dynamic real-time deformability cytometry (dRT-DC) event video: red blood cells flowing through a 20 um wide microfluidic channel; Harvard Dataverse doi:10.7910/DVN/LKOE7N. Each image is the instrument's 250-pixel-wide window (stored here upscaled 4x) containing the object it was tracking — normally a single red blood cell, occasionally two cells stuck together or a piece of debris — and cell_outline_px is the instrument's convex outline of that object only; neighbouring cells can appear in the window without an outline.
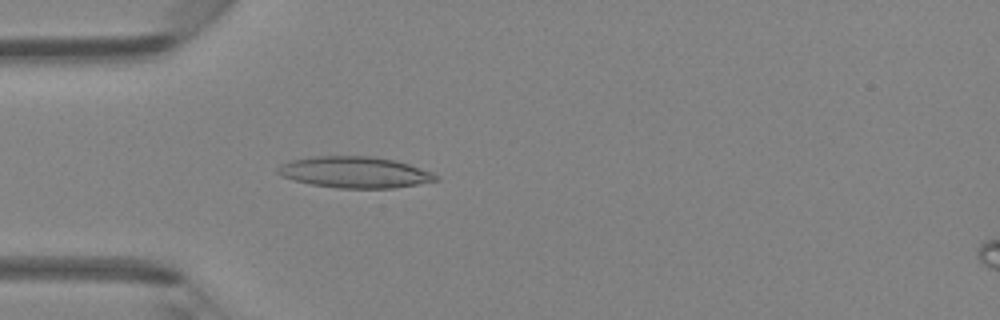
{"species": "Egyptian fruit bat (a non-hibernating species)", "species_latin": "Rousettus aegyptiacus", "temperature_condition": "room temperature", "stored_images_in_passage": 47, "camera_frame_rate_fps": 3000, "um_per_image_px": 0.085, "animal": {"sex": "female"}, "frame": {"image": 1, "passage_image": 14, "time_ms": 4.333, "image_size_px": [1000, 320], "cell_outline_px": [[440, 180], [392, 188], [336, 188], [312, 184], [280, 176], [276, 172], [276, 168], [280, 164], [292, 160], [312, 156], [368, 156], [396, 160], [432, 172], [440, 176]], "centroid_in_image_um": [30.15, 14.64], "position_along_channel_um": 54.9, "area_um2": 28.78}}
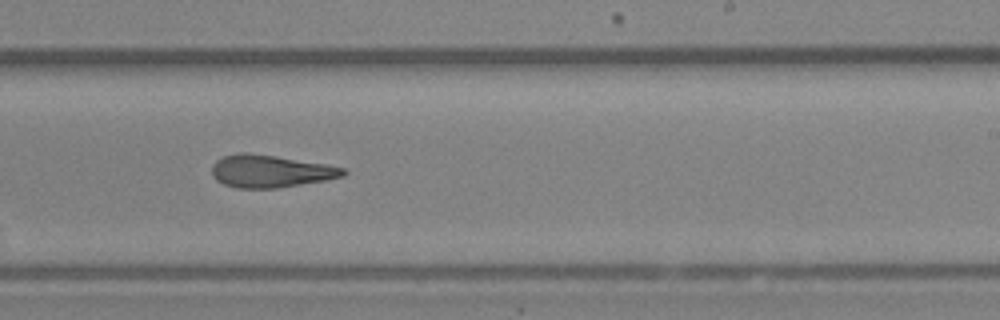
{"frame": {"image": 2, "passage_image": 29, "time_ms": 9.333, "image_size_px": [1000, 320], "cell_outline_px": [[348, 172], [344, 176], [324, 180], [276, 188], [236, 188], [224, 184], [216, 180], [212, 176], [212, 164], [216, 160], [224, 156], [240, 152], [244, 152], [276, 156], [324, 164], [344, 168]], "centroid_in_image_um": [22.95, 14.55], "position_along_channel_um": 266.1, "area_um2": 24.68}}
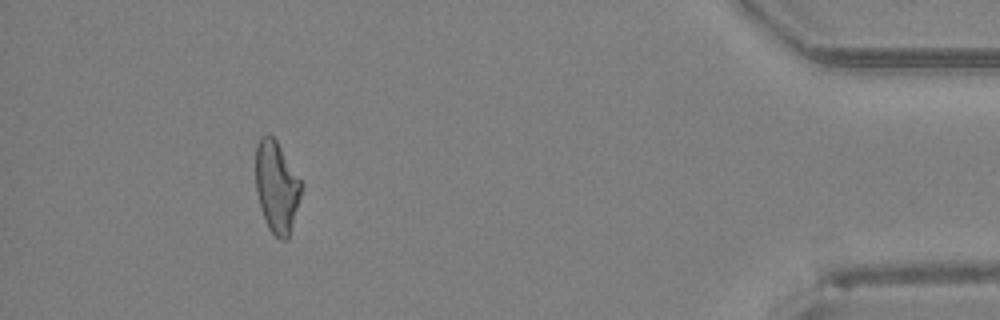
{"frame": {"image": 3, "passage_image": 43, "time_ms": 14.0, "image_size_px": [1000, 320], "cell_outline_px": [[304, 184], [288, 240], [280, 240], [268, 228], [260, 208], [256, 192], [256, 144], [260, 136], [268, 132], [276, 140]], "centroid_in_image_um": [23.52, 15.87], "position_along_channel_um": 411.7, "area_um2": 24.62}, "authors_computed_cell_mechanics": {"area_um2": 25.3742, "velocity_mm_per_s": 4.3625, "shape_relaxation_time_tau1_ms": 7.8052, "shape_relaxation_time_tau2_ms": 3.3685, "deformation_change_tau1": 0.2034, "deformation_change_tau2": 0.1561}}